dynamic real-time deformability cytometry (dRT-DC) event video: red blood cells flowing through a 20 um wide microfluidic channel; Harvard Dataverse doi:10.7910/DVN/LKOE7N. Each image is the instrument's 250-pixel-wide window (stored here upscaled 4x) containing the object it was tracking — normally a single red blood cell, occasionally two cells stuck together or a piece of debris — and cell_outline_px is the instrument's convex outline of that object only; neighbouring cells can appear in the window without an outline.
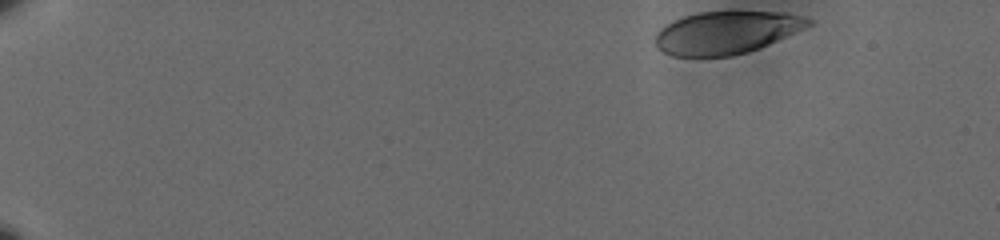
{"species": "human", "species_latin": "Homo sapiens", "temperature_condition": "cold", "stored_images_in_passage": 47, "camera_frame_rate_fps": 3000, "um_per_image_px": 0.085, "donor": {"sex": "male"}, "frame": {"image": 1, "passage_image": 1, "time_ms": 0.0, "image_size_px": [1000, 240], "cell_outline_px": [[812, 24], [796, 32], [760, 48], [748, 52], [732, 56], [672, 56], [656, 48], [656, 32], [660, 28], [684, 16], [700, 12], [780, 12], [800, 16], [812, 20]], "centroid_in_image_um": [61.72, 2.78], "position_along_channel_um": 23.3, "area_um2": 37.69}}
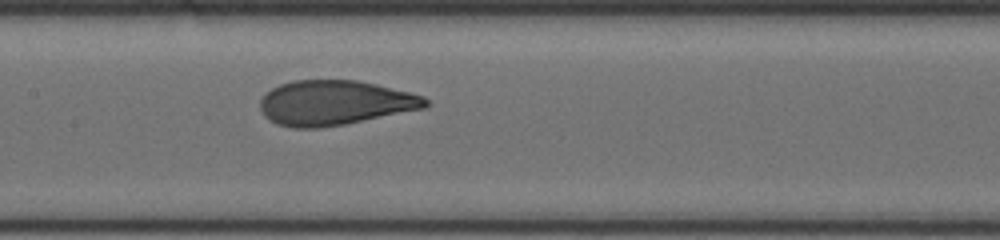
{"frame": {"image": 2, "passage_image": 26, "time_ms": 8.333, "image_size_px": [1000, 240], "cell_outline_px": [[432, 104], [424, 108], [344, 124], [316, 128], [296, 128], [280, 124], [264, 116], [260, 108], [260, 100], [264, 92], [280, 84], [292, 80], [356, 80], [376, 84], [424, 96]], "centroid_in_image_um": [28.44, 8.72], "position_along_channel_um": 179.0, "area_um2": 42.95}}
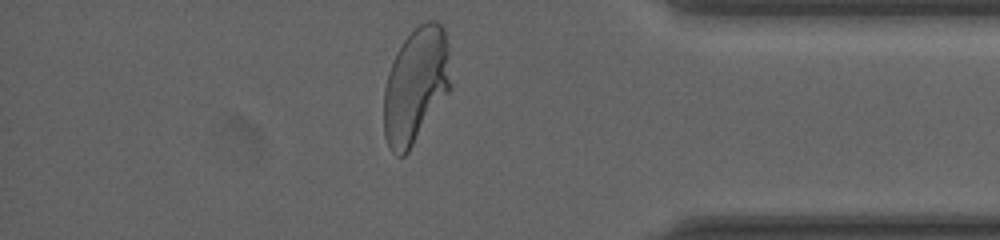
{"frame": {"image": 3, "passage_image": 46, "time_ms": 15.0, "image_size_px": [1000, 240], "cell_outline_px": [[452, 88], [408, 152], [404, 156], [396, 156], [392, 152], [384, 136], [384, 88], [388, 72], [396, 52], [404, 40], [420, 24], [428, 20], [436, 20], [444, 28], [448, 44], [452, 84]], "centroid_in_image_um": [35.36, 7.26], "position_along_channel_um": 399.8, "area_um2": 45.43}, "authors_computed_cell_mechanics": {"area_um2": 43.2344, "velocity_mm_per_s": 3.5725, "shape_relaxation_time_tau1_ms": 5.0817, "shape_relaxation_time_tau2_ms": null, "deformation_change_tau1": 0.1959, "deformation_change_tau2": null}}